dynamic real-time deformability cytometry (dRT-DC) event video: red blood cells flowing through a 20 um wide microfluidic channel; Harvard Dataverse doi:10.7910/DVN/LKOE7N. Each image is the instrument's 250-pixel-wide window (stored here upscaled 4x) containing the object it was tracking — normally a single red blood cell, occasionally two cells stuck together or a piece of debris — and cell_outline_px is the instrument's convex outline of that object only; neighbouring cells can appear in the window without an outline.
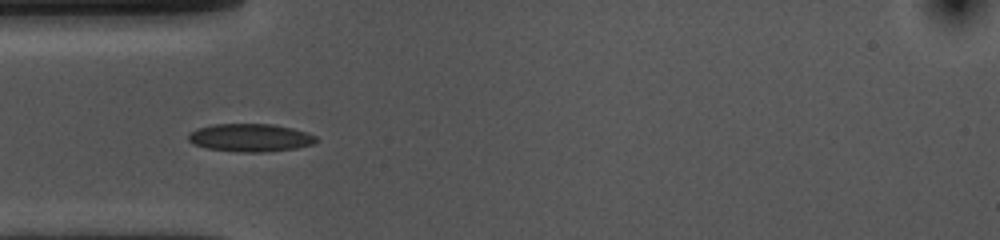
{"species": "common noctule bat (a hibernating species)", "species_latin": "Nyctalus noctula", "temperature_condition": "cold", "stored_images_in_passage": 40, "camera_frame_rate_fps": 3000, "um_per_image_px": 0.085, "animal": {"sex": "female", "body_mass_g": 10.0, "forearm_length_mm": 53.1}, "frame": {"image": 1, "passage_image": 1, "time_ms": 0.0, "image_size_px": [1000, 240], "cell_outline_px": [[320, 140], [316, 144], [296, 148], [260, 152], [240, 152], [208, 148], [192, 144], [188, 140], [188, 132], [196, 128], [212, 124], [272, 124], [292, 128], [308, 132], [316, 136]], "centroid_in_image_um": [21.29, 11.69], "position_along_channel_um": 63.7, "area_um2": 21.04}}
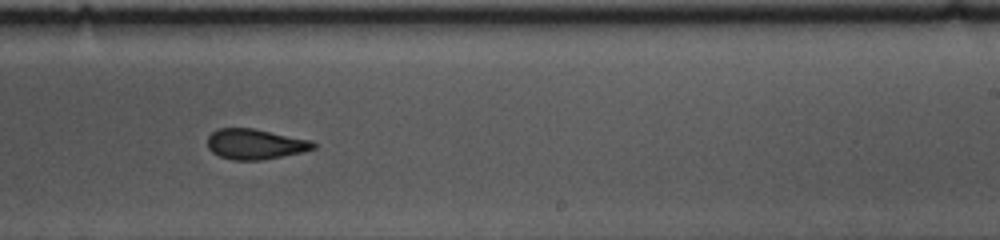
{"frame": {"image": 2, "passage_image": 18, "time_ms": 5.667, "image_size_px": [1000, 240], "cell_outline_px": [[316, 148], [304, 152], [260, 160], [232, 160], [220, 156], [212, 152], [208, 148], [208, 136], [212, 132], [220, 128], [252, 128], [312, 140], [316, 144]], "centroid_in_image_um": [21.71, 12.25], "position_along_channel_um": 267.3, "area_um2": 18.73}}
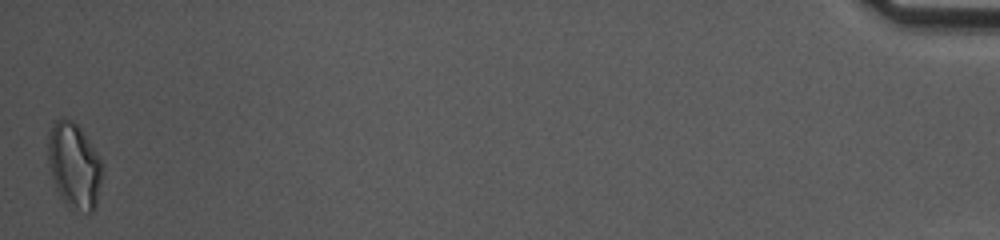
{"frame": {"image": 3, "passage_image": 40, "time_ms": 13.0, "image_size_px": [1000, 240], "cell_outline_px": [[100, 184], [96, 204], [92, 212], [88, 212], [68, 208], [56, 188], [52, 176], [48, 160], [48, 136], [52, 124], [60, 116], [64, 116], [72, 120], [80, 128], [96, 152], [100, 160]], "centroid_in_image_um": [6.27, 14.05], "position_along_channel_um": 428.9, "area_um2": 26.65}, "authors_computed_cell_mechanics": {"area_um2": 19.7676, "velocity_mm_per_s": 3.5882, "shape_relaxation_time_tau1_ms": 3.001, "shape_relaxation_time_tau2_ms": 1.3013, "deformation_change_tau1": 0.1226, "deformation_change_tau2": 0.0754}}